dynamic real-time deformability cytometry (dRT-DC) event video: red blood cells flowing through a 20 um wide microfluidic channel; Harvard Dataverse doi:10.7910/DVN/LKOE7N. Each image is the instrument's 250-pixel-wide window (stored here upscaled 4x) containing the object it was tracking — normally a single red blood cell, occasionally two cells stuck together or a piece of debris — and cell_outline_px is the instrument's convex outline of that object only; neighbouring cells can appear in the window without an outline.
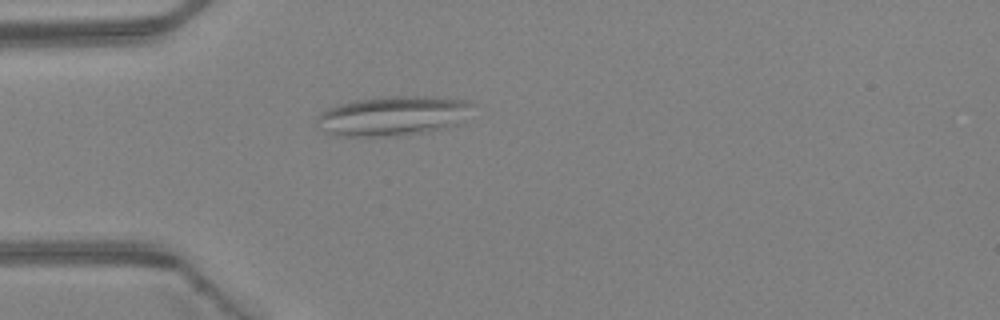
{"species": "Egyptian fruit bat (a non-hibernating species)", "species_latin": "Rousettus aegyptiacus", "temperature_condition": "warm", "stored_images_in_passage": 2, "camera_frame_rate_fps": 3000, "um_per_image_px": 0.085, "animal": {"sex": "female"}, "frame": {"image": 1, "passage_image": 2, "time_ms": 0.333, "image_size_px": [1000, 320], "cell_outline_px": [[476, 104], [460, 124], [424, 132], [396, 136], [336, 136], [328, 132], [316, 120], [316, 116], [320, 112], [336, 104], [356, 100], [380, 96], [428, 96], [472, 100]], "centroid_in_image_um": [33.46, 9.82], "position_along_channel_um": 51.5, "area_um2": 36.3}}